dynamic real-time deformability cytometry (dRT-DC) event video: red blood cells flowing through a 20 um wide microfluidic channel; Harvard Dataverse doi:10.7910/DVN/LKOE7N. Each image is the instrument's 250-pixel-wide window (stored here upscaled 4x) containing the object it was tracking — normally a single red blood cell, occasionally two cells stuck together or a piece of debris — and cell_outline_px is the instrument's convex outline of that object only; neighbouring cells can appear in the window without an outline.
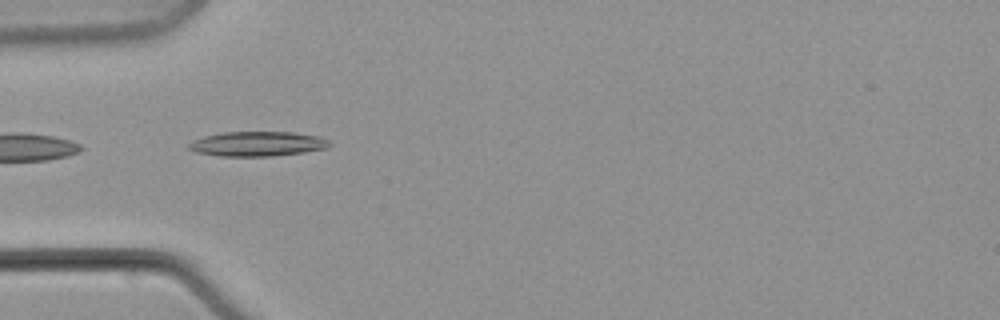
{"species": "common noctule bat (a hibernating species)", "species_latin": "Nyctalus noctula", "temperature_condition": "warm", "stored_images_in_passage": 6, "camera_frame_rate_fps": 3000, "um_per_image_px": 0.085, "animal": {"sex": "male", "body_mass_g": 21.5, "forearm_length_mm": 52.0}, "frame": {"image": 1, "passage_image": 5, "time_ms": 5.667, "image_size_px": [1000, 320], "cell_outline_px": [[332, 144], [328, 148], [304, 152], [272, 156], [220, 156], [196, 152], [188, 148], [188, 144], [192, 140], [204, 136], [220, 132], [292, 132], [320, 136], [328, 140]], "centroid_in_image_um": [21.89, 12.22], "position_along_channel_um": 63.1, "area_um2": 20.4}}